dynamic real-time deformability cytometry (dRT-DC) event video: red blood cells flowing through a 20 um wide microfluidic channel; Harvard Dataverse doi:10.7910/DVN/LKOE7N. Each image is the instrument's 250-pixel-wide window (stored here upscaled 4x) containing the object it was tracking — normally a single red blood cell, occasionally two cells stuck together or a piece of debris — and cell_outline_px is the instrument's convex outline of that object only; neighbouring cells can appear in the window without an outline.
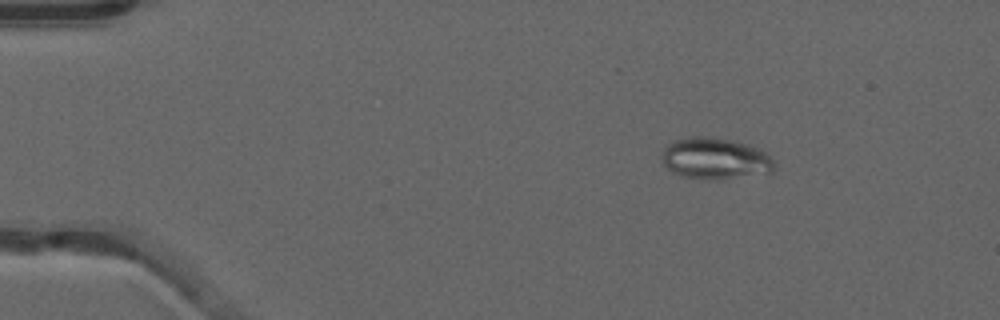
{"species": "common noctule bat (a hibernating species)", "species_latin": "Nyctalus noctula", "temperature_condition": "warm", "stored_images_in_passage": 3, "camera_frame_rate_fps": 3000, "um_per_image_px": 0.085, "animal": {"sex": "male", "forearm_length_mm": 52.5}, "frame": {"image": 1, "passage_image": 1, "time_ms": 0.0, "image_size_px": [1000, 320], "cell_outline_px": [[776, 164], [772, 172], [716, 180], [708, 180], [684, 176], [672, 172], [664, 164], [664, 148], [672, 140], [688, 136], [700, 136], [732, 140], [748, 144], [760, 148]], "centroid_in_image_um": [60.8, 13.47], "position_along_channel_um": 24.2, "area_um2": 27.05}}